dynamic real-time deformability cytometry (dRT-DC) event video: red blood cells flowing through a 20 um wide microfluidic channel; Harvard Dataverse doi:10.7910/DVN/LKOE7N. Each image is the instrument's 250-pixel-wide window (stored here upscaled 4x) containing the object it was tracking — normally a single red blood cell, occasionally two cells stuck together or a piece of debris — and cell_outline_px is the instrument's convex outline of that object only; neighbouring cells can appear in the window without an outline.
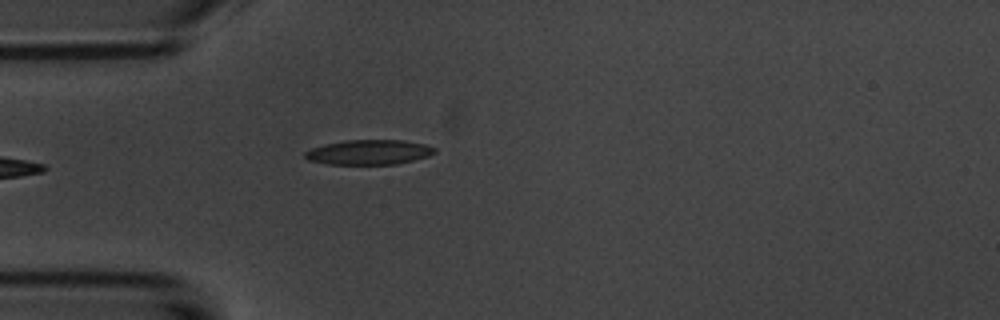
{"species": "common noctule bat (a hibernating species)", "species_latin": "Nyctalus noctula", "temperature_condition": "room temperature", "stored_images_in_passage": 6, "camera_frame_rate_fps": 3000, "um_per_image_px": 0.085, "animal": {"sex": "male", "body_mass_g": 20.1, "forearm_length_mm": 53.5}, "frame": {"image": 1, "passage_image": 6, "time_ms": 6.0, "image_size_px": [1000, 320], "cell_outline_px": [[436, 152], [428, 156], [396, 164], [328, 164], [308, 160], [304, 156], [304, 152], [312, 148], [324, 144], [344, 140], [404, 140], [424, 144], [436, 148]], "centroid_in_image_um": [31.35, 12.93], "position_along_channel_um": 53.7, "area_um2": 18.73}}